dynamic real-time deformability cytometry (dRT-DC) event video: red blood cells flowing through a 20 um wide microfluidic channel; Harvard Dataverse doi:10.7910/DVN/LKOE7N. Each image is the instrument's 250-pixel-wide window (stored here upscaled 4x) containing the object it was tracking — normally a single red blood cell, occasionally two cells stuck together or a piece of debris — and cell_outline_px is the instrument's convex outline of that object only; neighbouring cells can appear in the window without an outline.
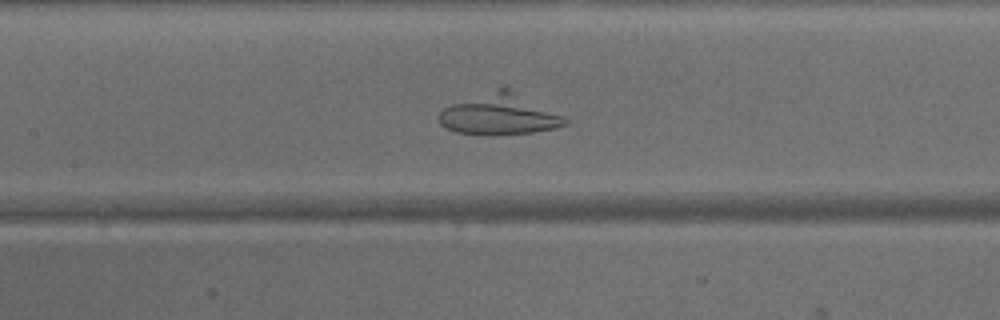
{"species": "common noctule bat (a hibernating species)", "species_latin": "Nyctalus noctula", "temperature_condition": "warm", "stored_images_in_passage": 42, "camera_frame_rate_fps": 3000, "um_per_image_px": 0.085, "animal": {"sex": "male", "body_mass_g": 15.6}, "frame": {"image": 1, "passage_image": 16, "time_ms": 5.0, "image_size_px": [1000, 320], "cell_outline_px": [[568, 120], [564, 124], [556, 128], [532, 132], [492, 136], [456, 132], [444, 128], [440, 124], [436, 116], [444, 108], [452, 104], [504, 84], [564, 116]], "centroid_in_image_um": [42.44, 9.71], "position_along_channel_um": 165.0, "area_um2": 30.63}}
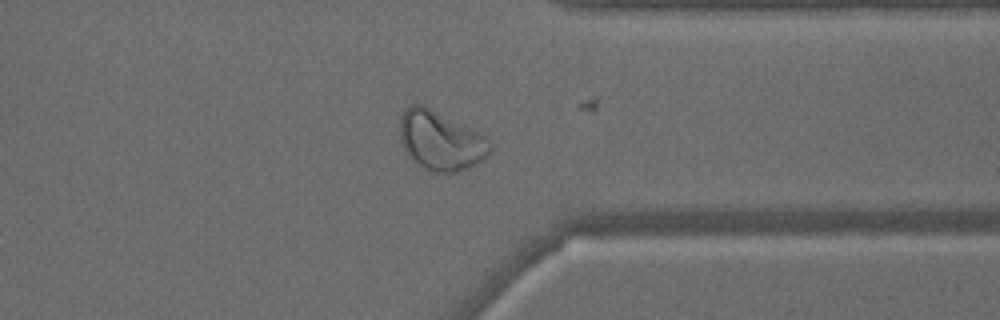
{"frame": {"image": 2, "passage_image": 31, "time_ms": 10.0, "image_size_px": [1000, 320], "cell_outline_px": [[492, 152], [480, 160], [456, 172], [436, 172], [420, 164], [404, 148], [400, 140], [400, 120], [404, 108], [412, 104], [424, 104], [484, 136], [492, 144]], "centroid_in_image_um": [37.44, 11.91], "position_along_channel_um": 374.0, "area_um2": 30.23}}
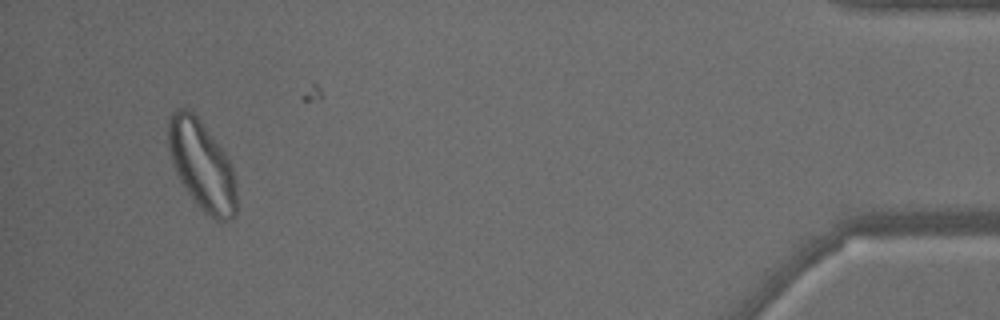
{"frame": {"image": 3, "passage_image": 39, "time_ms": 12.667, "image_size_px": [1000, 320], "cell_outline_px": [[236, 212], [232, 220], [220, 224], [204, 212], [192, 200], [180, 180], [176, 172], [168, 148], [168, 116], [176, 108], [188, 108], [200, 120], [224, 152], [232, 168], [236, 184]], "centroid_in_image_um": [17.15, 14.09], "position_along_channel_um": 418.0, "area_um2": 35.72}}